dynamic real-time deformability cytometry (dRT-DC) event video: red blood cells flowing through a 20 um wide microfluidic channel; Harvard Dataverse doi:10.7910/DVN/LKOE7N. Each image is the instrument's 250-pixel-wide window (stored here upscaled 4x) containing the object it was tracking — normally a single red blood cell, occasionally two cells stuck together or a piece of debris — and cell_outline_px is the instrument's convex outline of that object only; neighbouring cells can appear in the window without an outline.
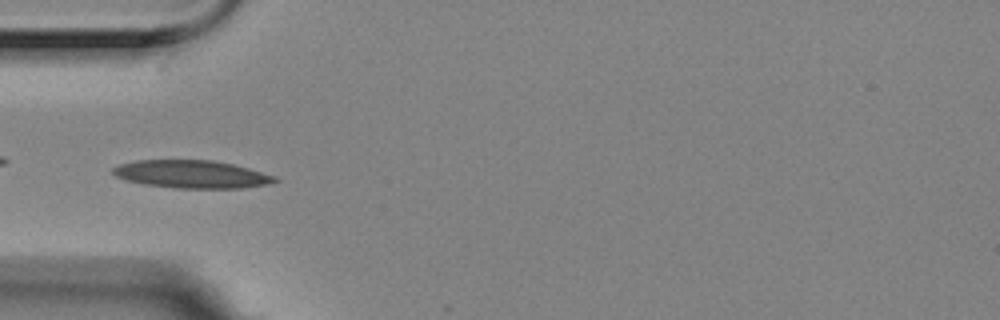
{"species": "Egyptian fruit bat (a non-hibernating species)", "species_latin": "Rousettus aegyptiacus", "temperature_condition": "room temperature", "stored_images_in_passage": 6, "camera_frame_rate_fps": 3000, "um_per_image_px": 0.085, "animal": {"sex": "female"}, "frame": {"image": 1, "passage_image": 5, "time_ms": 1.333, "image_size_px": [1000, 320], "cell_outline_px": [[280, 180], [264, 184], [240, 188], [176, 188], [144, 184], [124, 180], [116, 176], [112, 172], [112, 168], [120, 164], [136, 160], [212, 160], [232, 164], [248, 168], [276, 176]], "centroid_in_image_um": [16.25, 14.8], "position_along_channel_um": 68.7, "area_um2": 26.13}}